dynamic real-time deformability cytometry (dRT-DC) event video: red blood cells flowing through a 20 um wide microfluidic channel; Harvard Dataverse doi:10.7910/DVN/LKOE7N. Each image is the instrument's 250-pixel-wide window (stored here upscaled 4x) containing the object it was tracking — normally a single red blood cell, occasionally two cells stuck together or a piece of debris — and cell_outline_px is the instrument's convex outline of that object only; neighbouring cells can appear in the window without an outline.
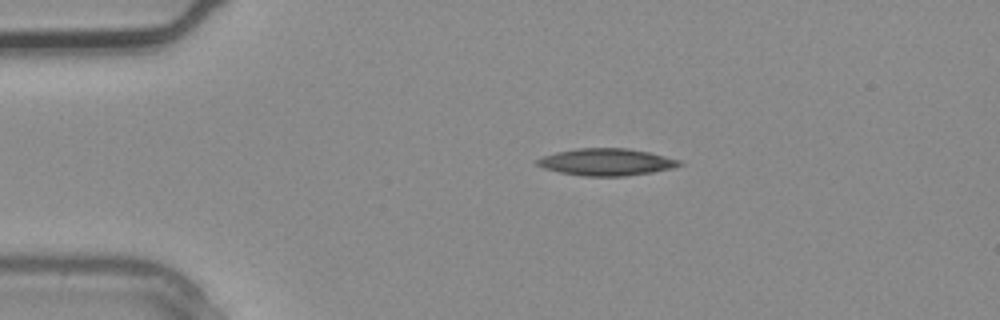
{"species": "common noctule bat (a hibernating species)", "species_latin": "Nyctalus noctula", "temperature_condition": "warm", "stored_images_in_passage": 1, "camera_frame_rate_fps": 3000, "um_per_image_px": 0.085, "animal": {"sex": "male", "body_mass_g": 20.4}, "frame": {"image": 1, "passage_image": 1, "time_ms": 0.0, "image_size_px": [1000, 320], "cell_outline_px": [[684, 164], [676, 168], [652, 172], [624, 176], [584, 176], [560, 172], [544, 168], [536, 164], [536, 160], [544, 156], [556, 152], [576, 148], [628, 148], [648, 152], [680, 160]], "centroid_in_image_um": [51.57, 13.77], "position_along_channel_um": 33.4, "area_um2": 22.37}}